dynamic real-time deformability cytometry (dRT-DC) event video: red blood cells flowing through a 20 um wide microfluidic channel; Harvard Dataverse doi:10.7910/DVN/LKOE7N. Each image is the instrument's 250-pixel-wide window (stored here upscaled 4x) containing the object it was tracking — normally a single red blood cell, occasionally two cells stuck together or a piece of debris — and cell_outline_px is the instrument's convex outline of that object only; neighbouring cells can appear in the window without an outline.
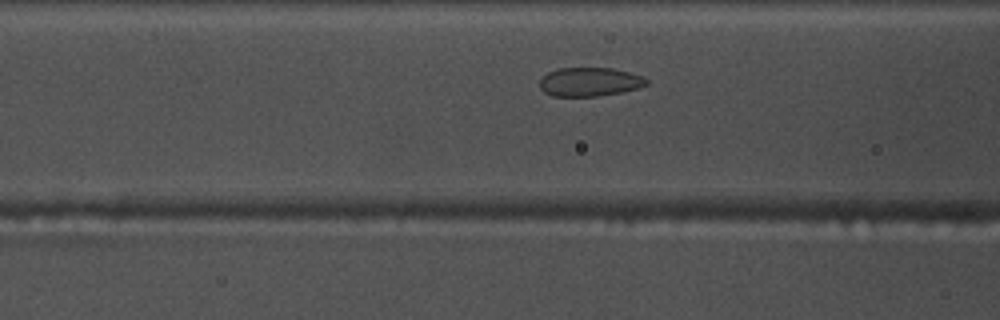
{"species": "common noctule bat (a hibernating species)", "species_latin": "Nyctalus noctula", "temperature_condition": "warm", "stored_images_in_passage": 36, "camera_frame_rate_fps": 3000, "um_per_image_px": 0.085, "animal": {"sex": "male", "body_mass_g": 17.5, "forearm_length_mm": 52.3}, "frame": {"image": 1, "passage_image": 13, "time_ms": 4.0, "image_size_px": [1000, 320], "cell_outline_px": [[648, 84], [640, 88], [624, 92], [596, 96], [552, 96], [544, 92], [540, 88], [540, 80], [548, 72], [560, 68], [612, 68], [628, 72], [640, 76], [648, 80]], "centroid_in_image_um": [50.13, 6.97], "position_along_channel_um": 116.5, "area_um2": 17.92}}
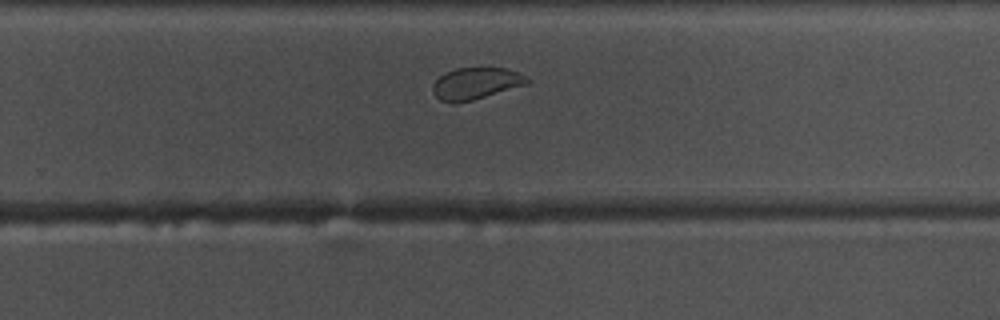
{"frame": {"image": 2, "passage_image": 27, "time_ms": 8.667, "image_size_px": [1000, 320], "cell_outline_px": [[532, 80], [528, 84], [472, 100], [456, 104], [452, 104], [440, 100], [432, 92], [432, 84], [440, 76], [456, 68], [504, 68], [520, 72]], "centroid_in_image_um": [40.46, 7.1], "position_along_channel_um": 289.3, "area_um2": 17.57}}
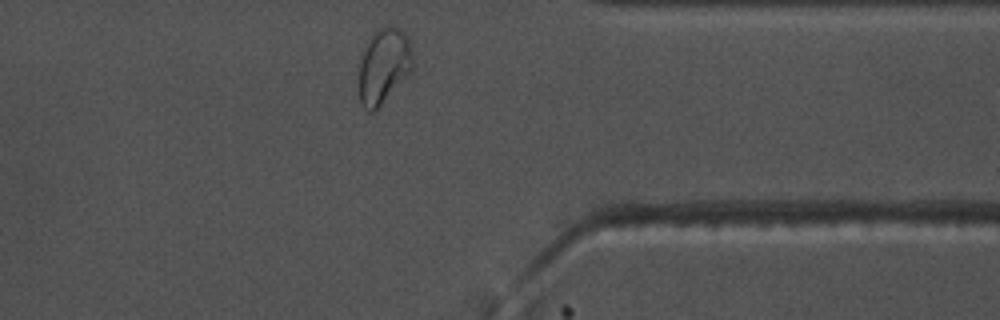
{"frame": {"image": 3, "passage_image": 35, "time_ms": 11.333, "image_size_px": [1000, 320], "cell_outline_px": [[412, 68], [376, 112], [368, 112], [360, 104], [360, 64], [364, 48], [372, 36], [380, 28], [388, 24], [392, 24], [400, 28], [408, 40], [412, 56]], "centroid_in_image_um": [32.6, 5.62], "position_along_channel_um": 378.8, "area_um2": 23.18}}